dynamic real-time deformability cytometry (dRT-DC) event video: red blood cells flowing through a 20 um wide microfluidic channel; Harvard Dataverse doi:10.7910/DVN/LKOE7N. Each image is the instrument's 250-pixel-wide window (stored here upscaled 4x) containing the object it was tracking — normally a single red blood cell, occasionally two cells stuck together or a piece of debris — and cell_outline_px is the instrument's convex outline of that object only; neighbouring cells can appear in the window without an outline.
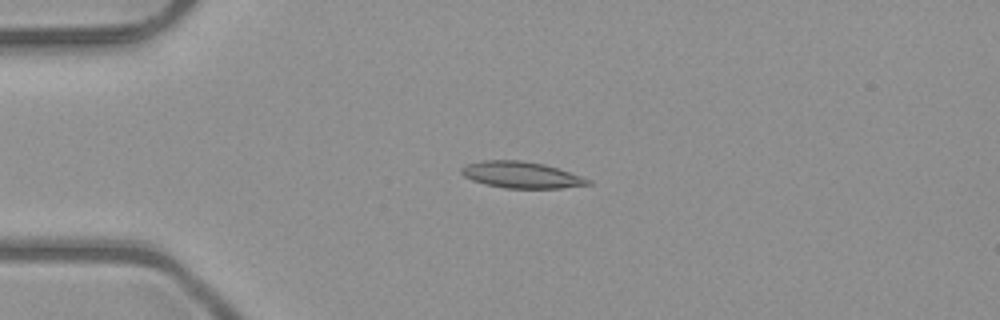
{"species": "common noctule bat (a hibernating species)", "species_latin": "Nyctalus noctula", "temperature_condition": "room temperature", "stored_images_in_passage": 43, "camera_frame_rate_fps": 3000, "um_per_image_px": 0.085, "animal": {"sex": "male", "body_mass_g": 23.1, "forearm_length_mm": 52.7}, "frame": {"image": 1, "passage_image": 4, "time_ms": 1.0, "image_size_px": [1000, 320], "cell_outline_px": [[592, 184], [560, 188], [504, 188], [472, 180], [464, 176], [460, 172], [460, 168], [468, 164], [484, 160], [520, 160], [544, 164], [592, 180]], "centroid_in_image_um": [44.3, 14.86], "position_along_channel_um": 40.7, "area_um2": 19.25}}
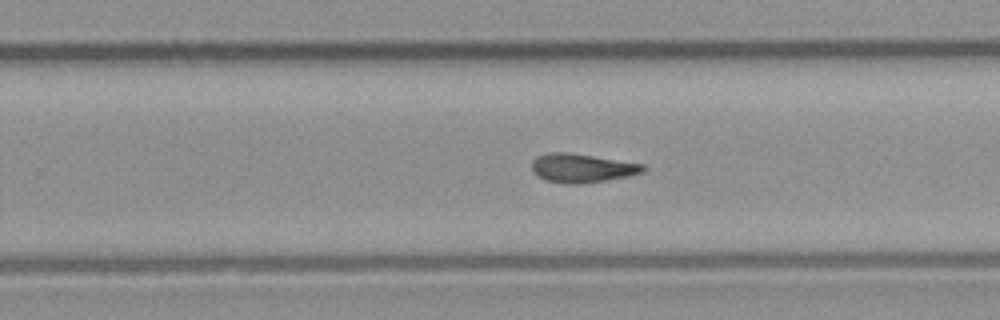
{"frame": {"image": 2, "passage_image": 24, "time_ms": 7.667, "image_size_px": [1000, 320], "cell_outline_px": [[648, 168], [644, 172], [604, 180], [576, 184], [568, 184], [544, 180], [532, 172], [532, 160], [536, 156], [548, 152], [568, 152], [644, 164]], "centroid_in_image_um": [49.42, 14.27], "position_along_channel_um": 280.4, "area_um2": 18.61}}
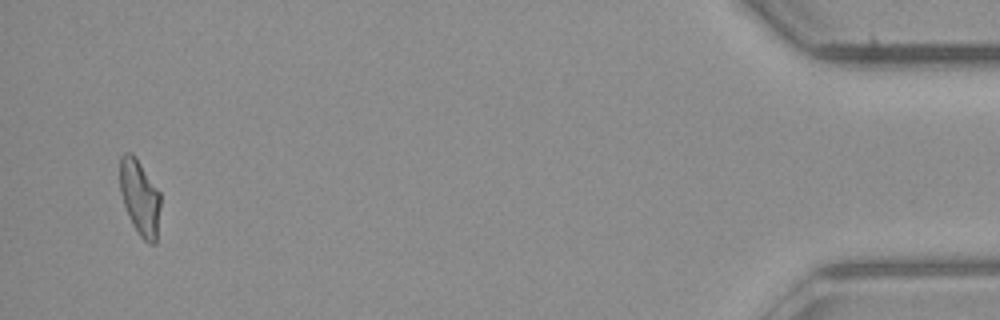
{"frame": {"image": 3, "passage_image": 41, "time_ms": 13.333, "image_size_px": [1000, 320], "cell_outline_px": [[160, 208], [156, 244], [148, 244], [140, 236], [132, 224], [128, 216], [120, 192], [120, 156], [124, 152], [132, 152], [160, 192]], "centroid_in_image_um": [11.88, 16.8], "position_along_channel_um": 423.3, "area_um2": 17.92}, "authors_computed_cell_mechanics": {"area_um2": 18.3226, "velocity_mm_per_s": 4.0376, "shape_relaxation_time_tau1_ms": null, "shape_relaxation_time_tau2_ms": 6.6285, "deformation_change_tau1": null, "deformation_change_tau2": 0.1695}}